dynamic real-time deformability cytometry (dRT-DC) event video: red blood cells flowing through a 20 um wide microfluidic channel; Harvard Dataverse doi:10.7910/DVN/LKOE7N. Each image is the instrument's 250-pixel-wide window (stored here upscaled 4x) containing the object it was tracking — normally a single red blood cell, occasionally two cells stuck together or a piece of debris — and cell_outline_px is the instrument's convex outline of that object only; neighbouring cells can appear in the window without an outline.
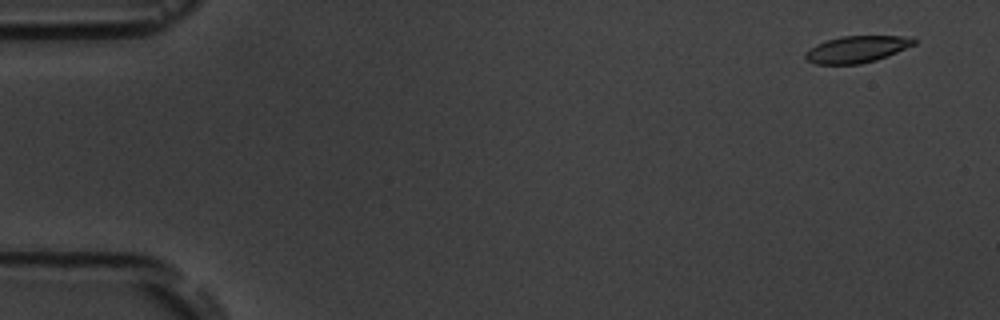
{"species": "common noctule bat (a hibernating species)", "species_latin": "Nyctalus noctula", "temperature_condition": "room temperature", "stored_images_in_passage": 5, "camera_frame_rate_fps": 3000, "um_per_image_px": 0.085, "animal": {"sex": "male", "body_mass_g": 19.5, "forearm_length_mm": 54.6}, "frame": {"image": 1, "passage_image": 1, "time_ms": 0.0, "image_size_px": [1000, 320], "cell_outline_px": [[916, 44], [888, 56], [876, 60], [860, 64], [816, 64], [808, 60], [804, 56], [816, 44], [840, 36], [912, 36], [916, 40]], "centroid_in_image_um": [72.9, 4.18], "position_along_channel_um": 12.1, "area_um2": 16.82}}
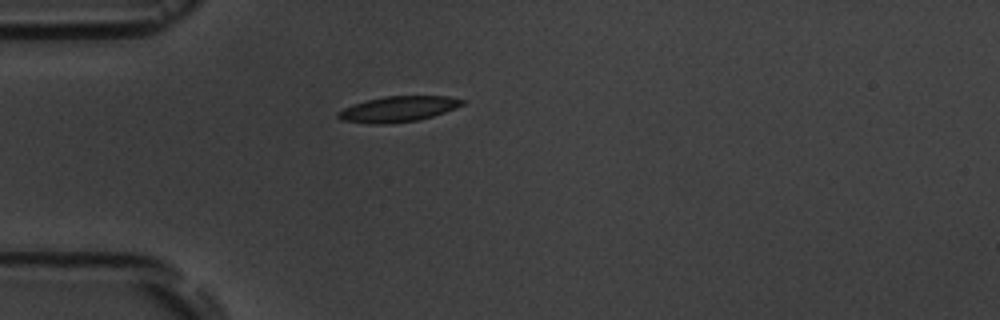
{"frame": {"image": 2, "passage_image": 4, "time_ms": 4.333, "image_size_px": [1000, 320], "cell_outline_px": [[464, 104], [456, 108], [420, 120], [388, 124], [368, 124], [340, 120], [336, 116], [336, 112], [352, 104], [364, 100], [384, 96], [448, 96], [464, 100]], "centroid_in_image_um": [33.78, 9.27], "position_along_channel_um": 51.2, "area_um2": 18.79}}